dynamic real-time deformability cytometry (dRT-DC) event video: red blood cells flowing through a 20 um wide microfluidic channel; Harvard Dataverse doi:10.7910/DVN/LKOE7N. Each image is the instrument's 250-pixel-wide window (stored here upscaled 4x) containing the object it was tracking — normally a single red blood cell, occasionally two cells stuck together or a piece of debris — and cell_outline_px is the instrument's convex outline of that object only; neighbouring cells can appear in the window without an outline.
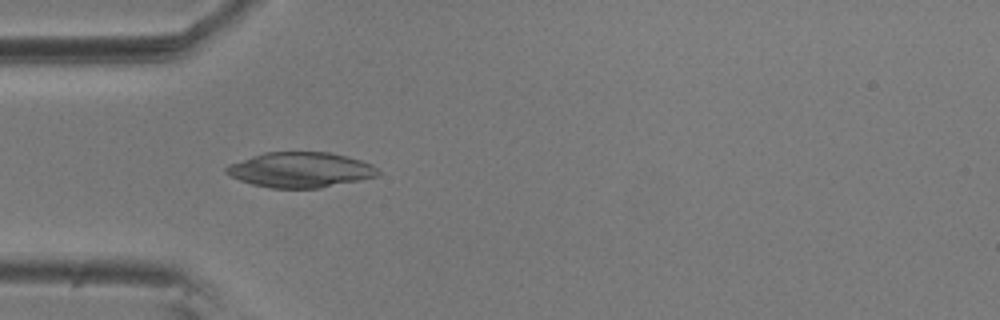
{"species": "common noctule bat (a hibernating species)", "species_latin": "Nyctalus noctula", "temperature_condition": "room temperature", "stored_images_in_passage": 55, "camera_frame_rate_fps": 3000, "um_per_image_px": 0.085, "animal": {"sex": "male", "body_mass_g": 20.5, "forearm_length_mm": 52.5}, "frame": {"image": 1, "passage_image": 16, "time_ms": 5.0, "image_size_px": [1000, 320], "cell_outline_px": [[380, 176], [320, 188], [272, 188], [252, 184], [240, 180], [224, 172], [224, 168], [228, 164], [264, 152], [328, 152], [348, 156], [372, 164], [380, 172]], "centroid_in_image_um": [25.54, 14.43], "position_along_channel_um": 59.5, "area_um2": 31.21}}
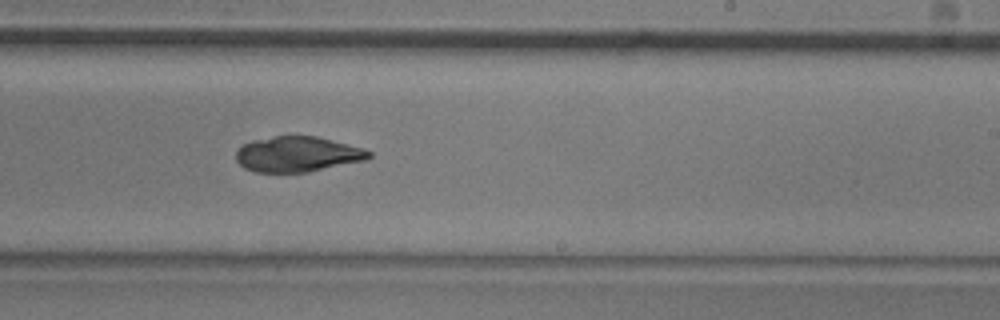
{"frame": {"image": 2, "passage_image": 33, "time_ms": 10.667, "image_size_px": [1000, 320], "cell_outline_px": [[372, 156], [364, 160], [308, 172], [256, 172], [244, 168], [236, 160], [236, 152], [244, 144], [252, 140], [276, 136], [316, 136], [364, 148], [372, 152]], "centroid_in_image_um": [25.29, 13.11], "position_along_channel_um": 263.7, "area_um2": 27.22}}
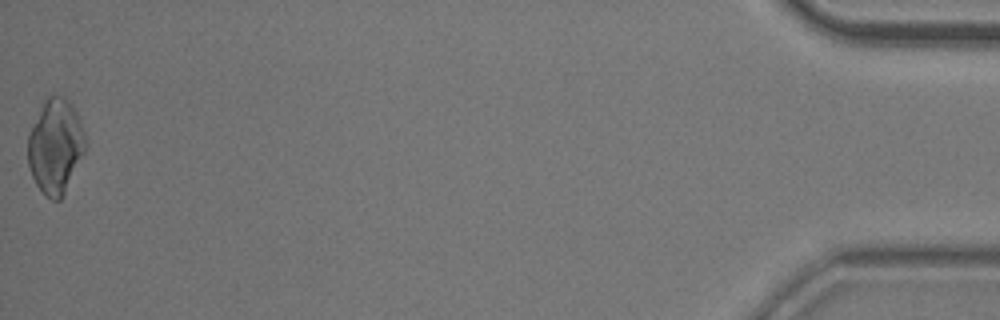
{"frame": {"image": 3, "passage_image": 55, "time_ms": 18.0, "image_size_px": [1000, 320], "cell_outline_px": [[84, 152], [60, 200], [52, 200], [44, 196], [36, 184], [32, 176], [28, 164], [28, 132], [44, 100], [52, 92], [64, 96], [72, 104], [80, 120], [84, 132]], "centroid_in_image_um": [4.68, 12.39], "position_along_channel_um": 430.5, "area_um2": 31.62}, "authors_computed_cell_mechanics": {"area_um2": 29.2468, "velocity_mm_per_s": 3.6239, "shape_relaxation_time_tau1_ms": 9.8754, "shape_relaxation_time_tau2_ms": 3.8893, "deformation_change_tau1": 0.2136, "deformation_change_tau2": 0.0601}}